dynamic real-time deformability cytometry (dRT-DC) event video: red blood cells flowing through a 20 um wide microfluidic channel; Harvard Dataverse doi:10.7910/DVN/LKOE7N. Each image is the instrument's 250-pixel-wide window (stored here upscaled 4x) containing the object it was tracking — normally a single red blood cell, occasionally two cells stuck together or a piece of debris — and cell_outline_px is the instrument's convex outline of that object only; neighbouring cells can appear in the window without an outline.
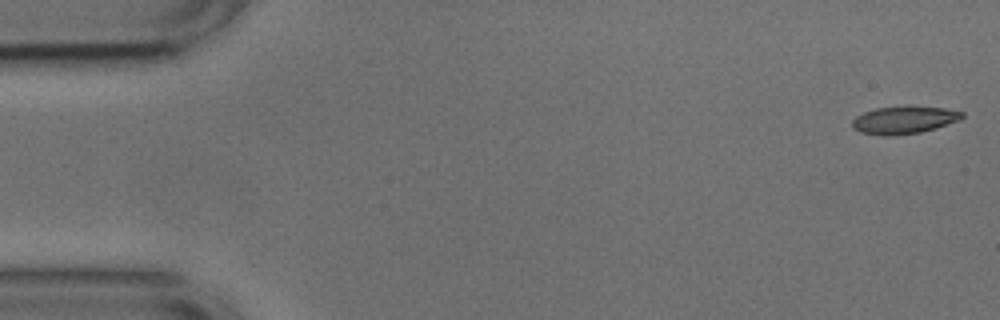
{"species": "common noctule bat (a hibernating species)", "species_latin": "Nyctalus noctula", "temperature_condition": "cold", "stored_images_in_passage": 52, "camera_frame_rate_fps": 3000, "um_per_image_px": 0.085, "animal": {"sex": "male", "body_mass_g": 17.9, "forearm_length_mm": 54.2}, "frame": {"image": 1, "passage_image": 1, "time_ms": 0.0, "image_size_px": [1000, 320], "cell_outline_px": [[964, 116], [960, 120], [936, 128], [920, 132], [884, 136], [860, 132], [852, 128], [852, 120], [856, 116], [864, 112], [876, 108], [904, 104], [944, 108], [964, 112]], "centroid_in_image_um": [76.84, 10.16], "position_along_channel_um": 8.2, "area_um2": 18.03}}
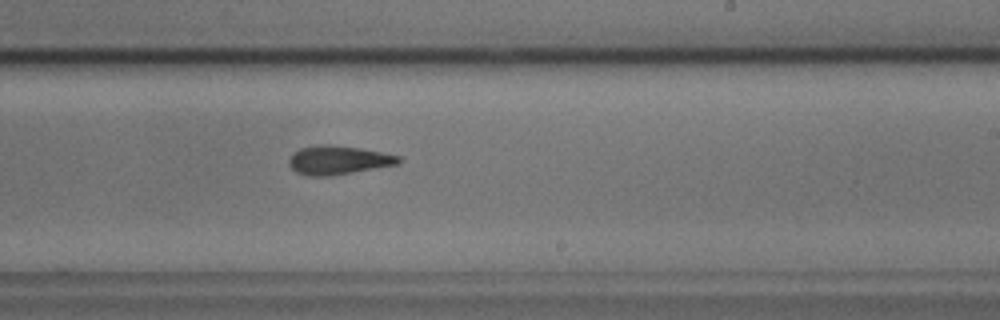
{"frame": {"image": 2, "passage_image": 31, "time_ms": 10.0, "image_size_px": [1000, 320], "cell_outline_px": [[400, 160], [396, 164], [332, 176], [308, 176], [296, 172], [288, 164], [288, 160], [300, 148], [320, 144], [328, 144], [360, 148], [400, 156]], "centroid_in_image_um": [28.71, 13.61], "position_along_channel_um": 260.3, "area_um2": 18.15}}
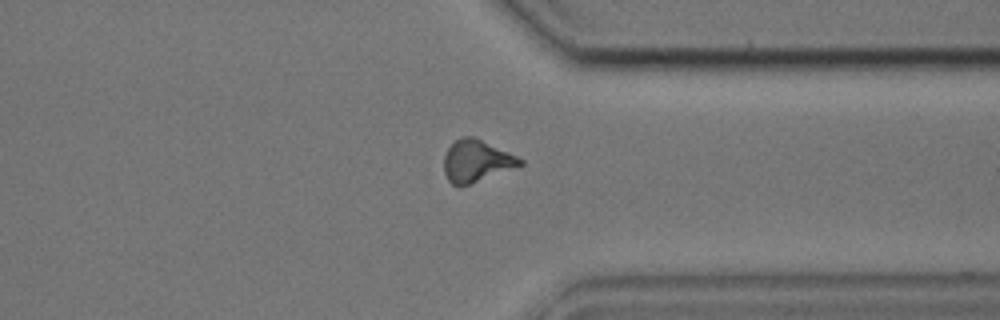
{"frame": {"image": 3, "passage_image": 40, "time_ms": 13.0, "image_size_px": [1000, 320], "cell_outline_px": [[524, 164], [460, 188], [452, 184], [448, 180], [444, 172], [444, 156], [448, 148], [460, 136], [472, 136], [508, 152], [524, 160]], "centroid_in_image_um": [40.46, 13.7], "position_along_channel_um": 370.9, "area_um2": 18.5}, "authors_computed_cell_mechanics": {"area_um2": 18.3226, "velocity_mm_per_s": 3.7676, "shape_relaxation_time_tau1_ms": 3.5395, "shape_relaxation_time_tau2_ms": 3.8801, "deformation_change_tau1": 0.13, "deformation_change_tau2": 0.1296}}